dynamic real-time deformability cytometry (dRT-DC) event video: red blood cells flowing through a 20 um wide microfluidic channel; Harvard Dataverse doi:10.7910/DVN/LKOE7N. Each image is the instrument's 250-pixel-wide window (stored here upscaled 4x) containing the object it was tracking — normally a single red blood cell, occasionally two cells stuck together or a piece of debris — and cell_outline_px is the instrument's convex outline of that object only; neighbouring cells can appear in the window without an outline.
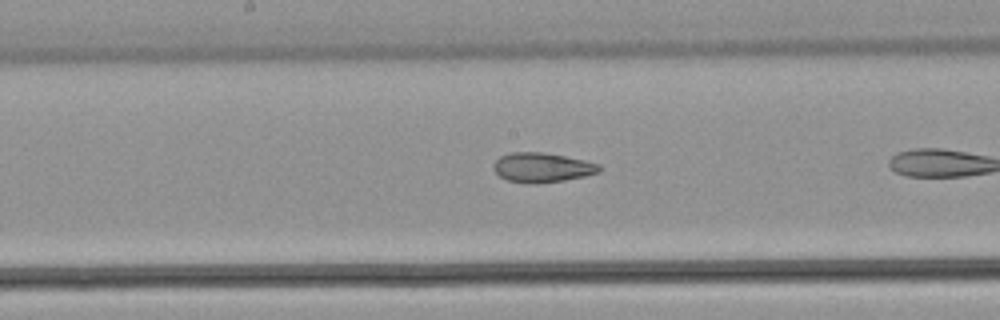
{"species": "common noctule bat (a hibernating species)", "species_latin": "Nyctalus noctula", "temperature_condition": "warm", "stored_images_in_passage": 20, "camera_frame_rate_fps": 3000, "um_per_image_px": 0.085, "animal": {"sex": "male", "body_mass_g": 21.5, "forearm_length_mm": 52.0}, "frame": {"image": 1, "passage_image": 12, "time_ms": 3.667, "image_size_px": [1000, 320], "cell_outline_px": [[600, 172], [584, 176], [564, 180], [536, 184], [508, 180], [500, 176], [492, 168], [492, 164], [500, 156], [512, 152], [540, 152], [564, 156], [584, 160], [600, 164]], "centroid_in_image_um": [46.07, 14.23], "position_along_channel_um": 202.1, "area_um2": 18.09}}
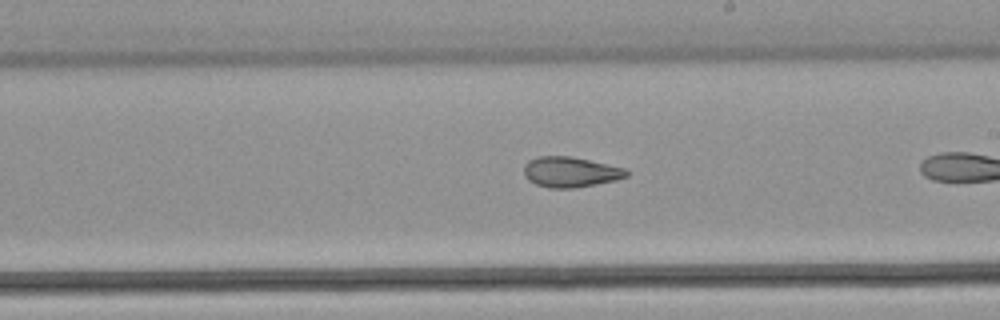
{"frame": {"image": 2, "passage_image": 15, "time_ms": 4.667, "image_size_px": [1000, 320], "cell_outline_px": [[628, 176], [616, 180], [576, 188], [548, 188], [536, 184], [528, 180], [524, 176], [524, 164], [528, 160], [536, 156], [572, 156], [624, 168], [628, 172]], "centroid_in_image_um": [48.45, 14.62], "position_along_channel_um": 240.6, "area_um2": 18.26}}